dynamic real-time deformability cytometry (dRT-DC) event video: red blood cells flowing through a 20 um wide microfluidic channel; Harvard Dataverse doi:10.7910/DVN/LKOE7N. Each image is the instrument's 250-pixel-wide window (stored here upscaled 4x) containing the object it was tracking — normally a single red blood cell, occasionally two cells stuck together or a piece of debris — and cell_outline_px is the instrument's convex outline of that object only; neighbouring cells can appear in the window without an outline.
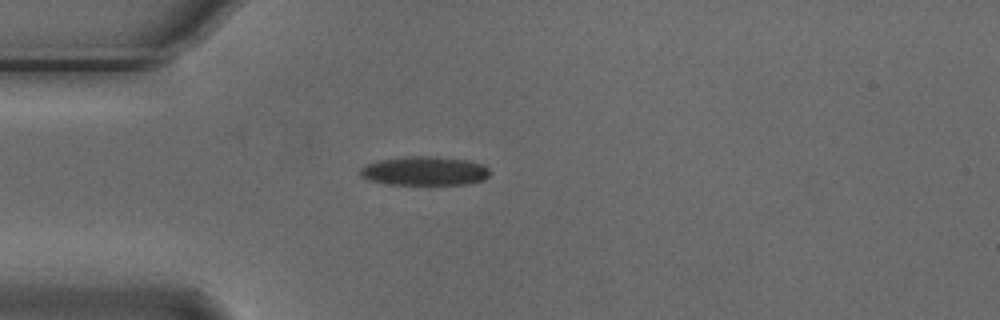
{"species": "Egyptian fruit bat (a non-hibernating species)", "species_latin": "Rousettus aegyptiacus", "temperature_condition": "cold", "stored_images_in_passage": 2, "camera_frame_rate_fps": 3000, "um_per_image_px": 0.085, "animal": {"sex": "male"}, "frame": {"image": 1, "passage_image": 1, "time_ms": 0.0, "image_size_px": [1000, 320], "cell_outline_px": [[492, 172], [484, 180], [468, 184], [428, 188], [388, 184], [368, 180], [360, 176], [360, 168], [368, 164], [380, 160], [404, 156], [436, 156], [468, 160], [484, 164]], "centroid_in_image_um": [36.14, 14.59], "position_along_channel_um": 48.9, "area_um2": 23.24}}